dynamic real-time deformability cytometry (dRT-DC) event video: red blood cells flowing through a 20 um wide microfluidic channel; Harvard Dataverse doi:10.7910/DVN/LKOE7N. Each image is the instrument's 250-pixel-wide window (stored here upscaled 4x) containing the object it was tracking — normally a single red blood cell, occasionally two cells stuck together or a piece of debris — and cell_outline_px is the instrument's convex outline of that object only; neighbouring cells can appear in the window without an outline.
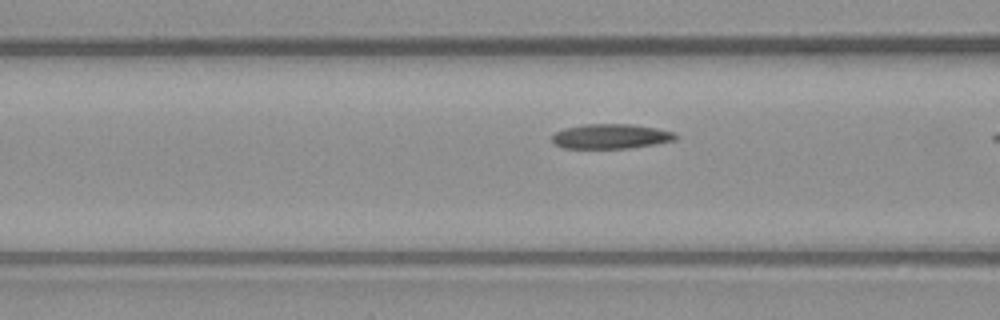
{"species": "common noctule bat (a hibernating species)", "species_latin": "Nyctalus noctula", "temperature_condition": "warm", "stored_images_in_passage": 19, "camera_frame_rate_fps": 3000, "um_per_image_px": 0.085, "animal": {"sex": "male", "body_mass_g": 23.1, "forearm_length_mm": 52.7}, "frame": {"image": 1, "passage_image": 18, "time_ms": 5.667, "image_size_px": [1000, 320], "cell_outline_px": [[676, 140], [656, 144], [632, 148], [564, 148], [552, 144], [552, 136], [556, 132], [564, 128], [584, 124], [632, 124], [656, 128], [676, 132]], "centroid_in_image_um": [51.92, 11.59], "position_along_channel_um": 114.7, "area_um2": 17.98}}